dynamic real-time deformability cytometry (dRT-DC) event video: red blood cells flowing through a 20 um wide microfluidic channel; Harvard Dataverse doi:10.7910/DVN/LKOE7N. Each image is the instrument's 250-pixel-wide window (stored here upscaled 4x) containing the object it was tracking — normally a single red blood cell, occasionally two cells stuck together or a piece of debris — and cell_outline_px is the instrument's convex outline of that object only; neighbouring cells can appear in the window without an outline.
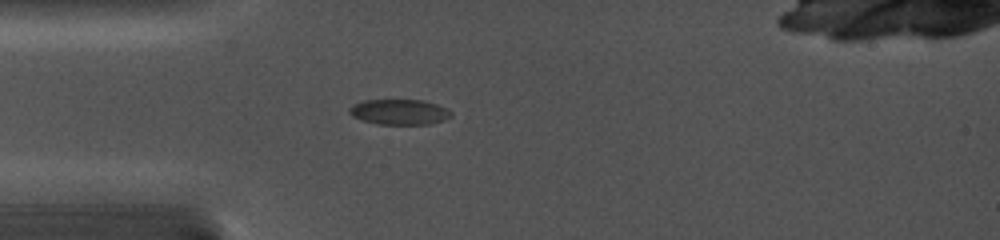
{"species": "common noctule bat (a hibernating species)", "species_latin": "Nyctalus noctula", "temperature_condition": "cold", "stored_images_in_passage": 5, "camera_frame_rate_fps": 5000, "um_per_image_px": 0.085, "animal": {"sex": "female", "body_mass_g": 19.0, "forearm_length_mm": 56.7}, "frame": {"image": 1, "passage_image": 4, "time_ms": 3.2, "image_size_px": [1000, 240], "cell_outline_px": [[452, 116], [444, 120], [428, 124], [376, 124], [360, 120], [352, 116], [348, 112], [348, 108], [352, 104], [364, 100], [424, 100], [448, 108], [452, 112]], "centroid_in_image_um": [33.92, 9.51], "position_along_channel_um": 51.1, "area_um2": 15.26}}